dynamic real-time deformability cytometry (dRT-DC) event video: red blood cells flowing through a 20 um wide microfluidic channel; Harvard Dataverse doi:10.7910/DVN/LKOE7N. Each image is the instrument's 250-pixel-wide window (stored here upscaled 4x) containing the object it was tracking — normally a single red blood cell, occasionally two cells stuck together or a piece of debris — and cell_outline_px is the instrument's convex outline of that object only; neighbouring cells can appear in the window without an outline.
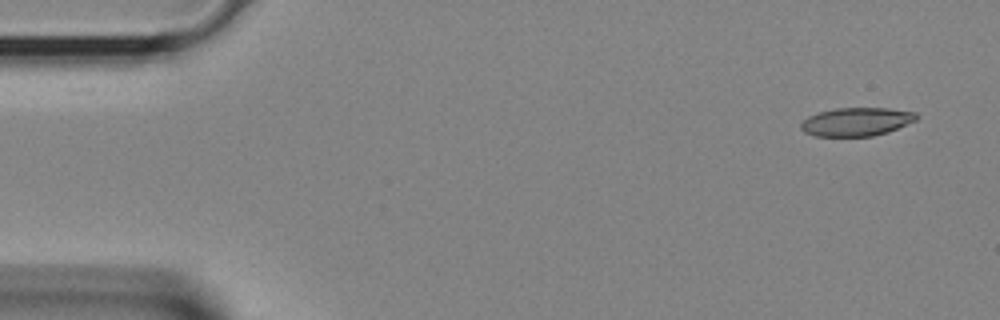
{"species": "Egyptian fruit bat (a non-hibernating species)", "species_latin": "Rousettus aegyptiacus", "temperature_condition": "room temperature", "stored_images_in_passage": 38, "camera_frame_rate_fps": 3000, "um_per_image_px": 0.085, "animal": {"sex": "female"}, "frame": {"image": 1, "passage_image": 1, "time_ms": 0.0, "image_size_px": [1000, 320], "cell_outline_px": [[916, 120], [888, 132], [872, 136], [816, 136], [804, 132], [800, 128], [800, 124], [808, 116], [820, 112], [836, 108], [888, 108], [916, 112]], "centroid_in_image_um": [72.78, 10.35], "position_along_channel_um": 12.2, "area_um2": 19.02}}
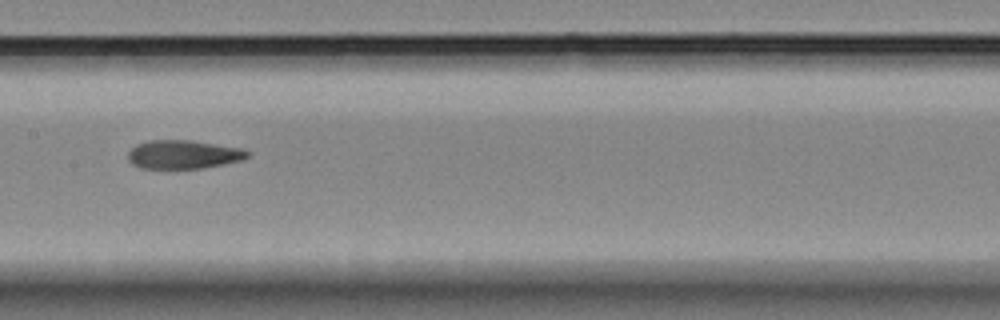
{"frame": {"image": 2, "passage_image": 18, "time_ms": 5.667, "image_size_px": [1000, 320], "cell_outline_px": [[252, 152], [248, 156], [240, 160], [224, 164], [204, 168], [140, 168], [132, 164], [128, 160], [128, 152], [136, 144], [148, 140], [192, 140], [240, 148]], "centroid_in_image_um": [15.57, 13.12], "position_along_channel_um": 191.8, "area_um2": 19.94}}
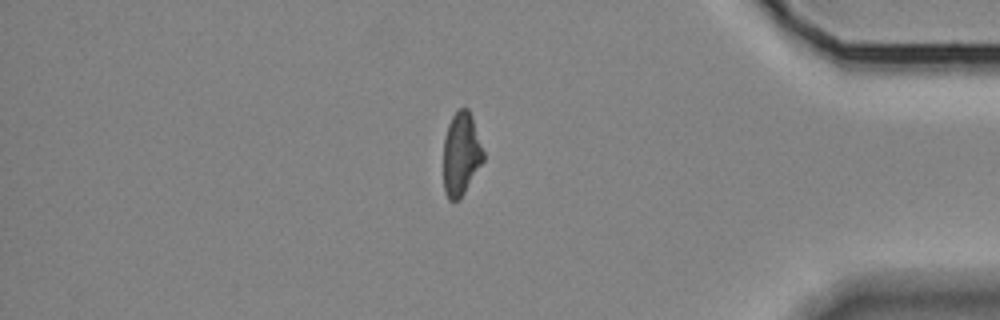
{"frame": {"image": 3, "passage_image": 32, "time_ms": 10.333, "image_size_px": [1000, 320], "cell_outline_px": [[484, 160], [460, 200], [448, 200], [444, 192], [444, 136], [448, 124], [452, 116], [460, 108], [468, 108], [472, 116], [484, 152]], "centroid_in_image_um": [39.19, 13.1], "position_along_channel_um": 396.0, "area_um2": 19.42}}